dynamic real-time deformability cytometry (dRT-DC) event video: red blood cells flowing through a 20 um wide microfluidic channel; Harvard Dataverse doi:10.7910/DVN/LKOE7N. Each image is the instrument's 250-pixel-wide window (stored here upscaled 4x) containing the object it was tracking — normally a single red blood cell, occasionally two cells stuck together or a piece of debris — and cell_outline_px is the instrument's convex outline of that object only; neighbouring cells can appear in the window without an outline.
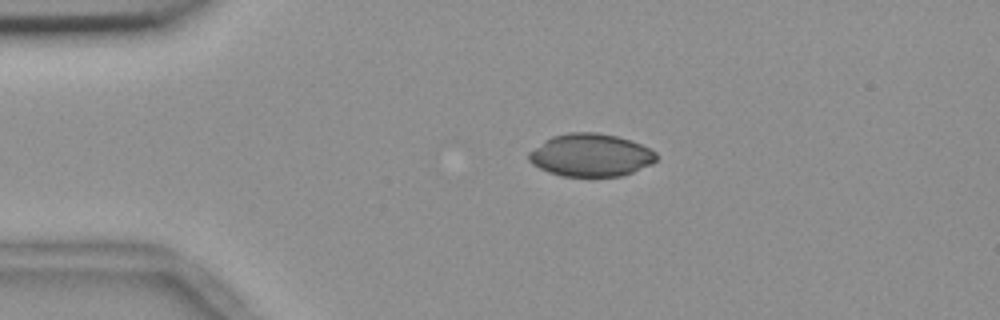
{"species": "common noctule bat (a hibernating species)", "species_latin": "Nyctalus noctula", "temperature_condition": "room temperature", "stored_images_in_passage": 44, "camera_frame_rate_fps": 3000, "um_per_image_px": 0.085, "animal": {"sex": "female", "body_mass_g": 18.4}, "frame": {"image": 1, "passage_image": 1, "time_ms": 0.0, "image_size_px": [1000, 320], "cell_outline_px": [[656, 160], [652, 164], [632, 172], [620, 176], [560, 176], [548, 172], [532, 164], [528, 160], [528, 152], [544, 140], [552, 136], [568, 132], [596, 132], [616, 136], [640, 144], [656, 152]], "centroid_in_image_um": [50.17, 13.18], "position_along_channel_um": 34.8, "area_um2": 31.73}}
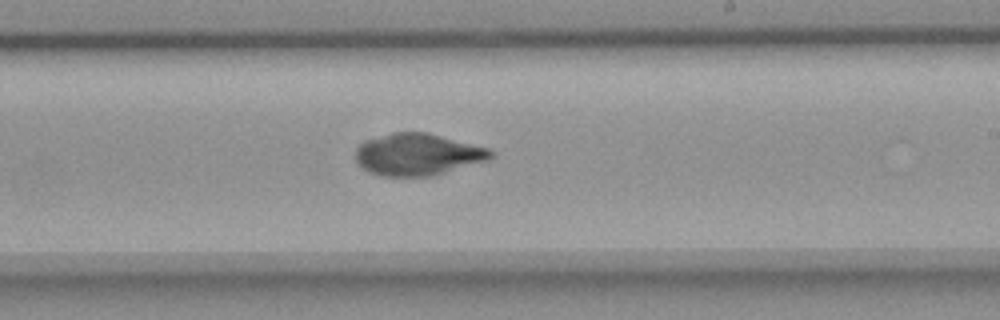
{"frame": {"image": 2, "passage_image": 22, "time_ms": 7.0, "image_size_px": [1000, 320], "cell_outline_px": [[496, 156], [488, 160], [432, 176], [380, 176], [368, 172], [356, 160], [356, 148], [364, 140], [392, 132], [428, 132], [488, 148], [496, 152]], "centroid_in_image_um": [35.52, 13.12], "position_along_channel_um": 253.5, "area_um2": 33.18}}
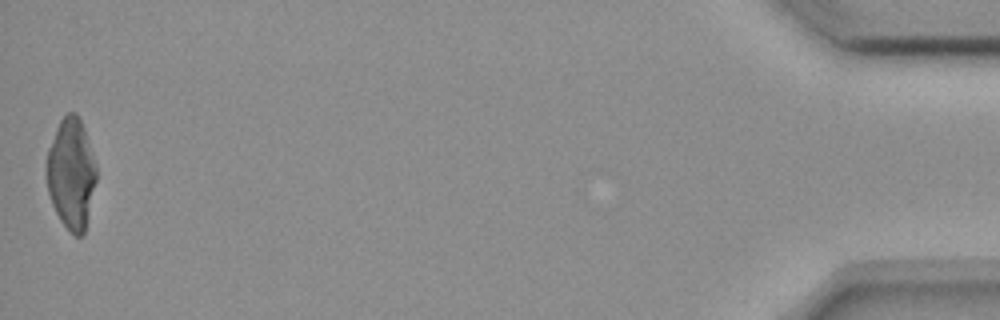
{"frame": {"image": 3, "passage_image": 44, "time_ms": 14.333, "image_size_px": [1000, 320], "cell_outline_px": [[96, 180], [84, 236], [76, 236], [60, 220], [52, 204], [48, 192], [44, 168], [48, 148], [56, 128], [60, 120], [68, 112], [76, 112], [84, 128], [96, 164]], "centroid_in_image_um": [6.03, 14.75], "position_along_channel_um": 429.2, "area_um2": 32.31}}